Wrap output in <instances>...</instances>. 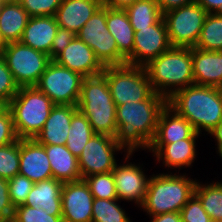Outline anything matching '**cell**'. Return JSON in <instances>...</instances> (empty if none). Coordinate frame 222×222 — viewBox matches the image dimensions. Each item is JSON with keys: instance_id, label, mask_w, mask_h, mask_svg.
I'll use <instances>...</instances> for the list:
<instances>
[{"instance_id": "22", "label": "cell", "mask_w": 222, "mask_h": 222, "mask_svg": "<svg viewBox=\"0 0 222 222\" xmlns=\"http://www.w3.org/2000/svg\"><path fill=\"white\" fill-rule=\"evenodd\" d=\"M54 16L30 17L20 42L49 55L58 30Z\"/></svg>"}, {"instance_id": "51", "label": "cell", "mask_w": 222, "mask_h": 222, "mask_svg": "<svg viewBox=\"0 0 222 222\" xmlns=\"http://www.w3.org/2000/svg\"><path fill=\"white\" fill-rule=\"evenodd\" d=\"M217 151H218L217 153H219V156H221V158H222V147Z\"/></svg>"}, {"instance_id": "46", "label": "cell", "mask_w": 222, "mask_h": 222, "mask_svg": "<svg viewBox=\"0 0 222 222\" xmlns=\"http://www.w3.org/2000/svg\"><path fill=\"white\" fill-rule=\"evenodd\" d=\"M136 1L137 0H101L102 5L115 9H125Z\"/></svg>"}, {"instance_id": "50", "label": "cell", "mask_w": 222, "mask_h": 222, "mask_svg": "<svg viewBox=\"0 0 222 222\" xmlns=\"http://www.w3.org/2000/svg\"><path fill=\"white\" fill-rule=\"evenodd\" d=\"M18 0H0V4H5V3H12V2H16Z\"/></svg>"}, {"instance_id": "5", "label": "cell", "mask_w": 222, "mask_h": 222, "mask_svg": "<svg viewBox=\"0 0 222 222\" xmlns=\"http://www.w3.org/2000/svg\"><path fill=\"white\" fill-rule=\"evenodd\" d=\"M196 183L197 180H191L185 174H153L140 207L149 216L180 212L194 195Z\"/></svg>"}, {"instance_id": "1", "label": "cell", "mask_w": 222, "mask_h": 222, "mask_svg": "<svg viewBox=\"0 0 222 222\" xmlns=\"http://www.w3.org/2000/svg\"><path fill=\"white\" fill-rule=\"evenodd\" d=\"M166 105L167 99L156 92L146 100L117 105L114 138L124 151L126 148V161L139 148L149 150L156 135L159 115Z\"/></svg>"}, {"instance_id": "14", "label": "cell", "mask_w": 222, "mask_h": 222, "mask_svg": "<svg viewBox=\"0 0 222 222\" xmlns=\"http://www.w3.org/2000/svg\"><path fill=\"white\" fill-rule=\"evenodd\" d=\"M93 201L84 179L65 182L61 190L63 222H92Z\"/></svg>"}, {"instance_id": "35", "label": "cell", "mask_w": 222, "mask_h": 222, "mask_svg": "<svg viewBox=\"0 0 222 222\" xmlns=\"http://www.w3.org/2000/svg\"><path fill=\"white\" fill-rule=\"evenodd\" d=\"M13 222H63L62 215H49L45 210L21 205L14 209Z\"/></svg>"}, {"instance_id": "31", "label": "cell", "mask_w": 222, "mask_h": 222, "mask_svg": "<svg viewBox=\"0 0 222 222\" xmlns=\"http://www.w3.org/2000/svg\"><path fill=\"white\" fill-rule=\"evenodd\" d=\"M195 48L222 51V13L207 14Z\"/></svg>"}, {"instance_id": "3", "label": "cell", "mask_w": 222, "mask_h": 222, "mask_svg": "<svg viewBox=\"0 0 222 222\" xmlns=\"http://www.w3.org/2000/svg\"><path fill=\"white\" fill-rule=\"evenodd\" d=\"M144 68L154 92L166 99L176 91L194 84L189 47H170Z\"/></svg>"}, {"instance_id": "32", "label": "cell", "mask_w": 222, "mask_h": 222, "mask_svg": "<svg viewBox=\"0 0 222 222\" xmlns=\"http://www.w3.org/2000/svg\"><path fill=\"white\" fill-rule=\"evenodd\" d=\"M119 199L94 198L92 205V222H131L125 210L117 204Z\"/></svg>"}, {"instance_id": "10", "label": "cell", "mask_w": 222, "mask_h": 222, "mask_svg": "<svg viewBox=\"0 0 222 222\" xmlns=\"http://www.w3.org/2000/svg\"><path fill=\"white\" fill-rule=\"evenodd\" d=\"M84 77L52 60L35 87L55 105L77 106Z\"/></svg>"}, {"instance_id": "19", "label": "cell", "mask_w": 222, "mask_h": 222, "mask_svg": "<svg viewBox=\"0 0 222 222\" xmlns=\"http://www.w3.org/2000/svg\"><path fill=\"white\" fill-rule=\"evenodd\" d=\"M77 106L54 105L35 140L41 145H66L73 114Z\"/></svg>"}, {"instance_id": "37", "label": "cell", "mask_w": 222, "mask_h": 222, "mask_svg": "<svg viewBox=\"0 0 222 222\" xmlns=\"http://www.w3.org/2000/svg\"><path fill=\"white\" fill-rule=\"evenodd\" d=\"M30 17L54 16L62 0H18Z\"/></svg>"}, {"instance_id": "44", "label": "cell", "mask_w": 222, "mask_h": 222, "mask_svg": "<svg viewBox=\"0 0 222 222\" xmlns=\"http://www.w3.org/2000/svg\"><path fill=\"white\" fill-rule=\"evenodd\" d=\"M208 14L222 13V0H196Z\"/></svg>"}, {"instance_id": "13", "label": "cell", "mask_w": 222, "mask_h": 222, "mask_svg": "<svg viewBox=\"0 0 222 222\" xmlns=\"http://www.w3.org/2000/svg\"><path fill=\"white\" fill-rule=\"evenodd\" d=\"M170 47L167 28L162 17L157 23L147 28H138V31L134 32L133 52L126 59V63L145 67Z\"/></svg>"}, {"instance_id": "25", "label": "cell", "mask_w": 222, "mask_h": 222, "mask_svg": "<svg viewBox=\"0 0 222 222\" xmlns=\"http://www.w3.org/2000/svg\"><path fill=\"white\" fill-rule=\"evenodd\" d=\"M50 161L53 178L63 183L81 180L78 158L66 145H44Z\"/></svg>"}, {"instance_id": "9", "label": "cell", "mask_w": 222, "mask_h": 222, "mask_svg": "<svg viewBox=\"0 0 222 222\" xmlns=\"http://www.w3.org/2000/svg\"><path fill=\"white\" fill-rule=\"evenodd\" d=\"M207 14L197 2L163 13L171 47L194 48Z\"/></svg>"}, {"instance_id": "11", "label": "cell", "mask_w": 222, "mask_h": 222, "mask_svg": "<svg viewBox=\"0 0 222 222\" xmlns=\"http://www.w3.org/2000/svg\"><path fill=\"white\" fill-rule=\"evenodd\" d=\"M76 36L88 45L104 66L122 65L126 58L119 52L115 38L106 25V6L102 5Z\"/></svg>"}, {"instance_id": "7", "label": "cell", "mask_w": 222, "mask_h": 222, "mask_svg": "<svg viewBox=\"0 0 222 222\" xmlns=\"http://www.w3.org/2000/svg\"><path fill=\"white\" fill-rule=\"evenodd\" d=\"M102 73L116 106L146 100L154 93L144 67L125 63L105 66Z\"/></svg>"}, {"instance_id": "23", "label": "cell", "mask_w": 222, "mask_h": 222, "mask_svg": "<svg viewBox=\"0 0 222 222\" xmlns=\"http://www.w3.org/2000/svg\"><path fill=\"white\" fill-rule=\"evenodd\" d=\"M195 132L194 127L186 118L181 117L166 105L159 115L157 131L152 143H174L190 138Z\"/></svg>"}, {"instance_id": "33", "label": "cell", "mask_w": 222, "mask_h": 222, "mask_svg": "<svg viewBox=\"0 0 222 222\" xmlns=\"http://www.w3.org/2000/svg\"><path fill=\"white\" fill-rule=\"evenodd\" d=\"M94 198L118 199L112 172L94 174L83 178Z\"/></svg>"}, {"instance_id": "4", "label": "cell", "mask_w": 222, "mask_h": 222, "mask_svg": "<svg viewBox=\"0 0 222 222\" xmlns=\"http://www.w3.org/2000/svg\"><path fill=\"white\" fill-rule=\"evenodd\" d=\"M116 107L103 73L83 79L77 108L86 116L95 134L116 135Z\"/></svg>"}, {"instance_id": "28", "label": "cell", "mask_w": 222, "mask_h": 222, "mask_svg": "<svg viewBox=\"0 0 222 222\" xmlns=\"http://www.w3.org/2000/svg\"><path fill=\"white\" fill-rule=\"evenodd\" d=\"M125 11L134 32L138 28H147L157 23L163 17L156 0H137L125 8Z\"/></svg>"}, {"instance_id": "41", "label": "cell", "mask_w": 222, "mask_h": 222, "mask_svg": "<svg viewBox=\"0 0 222 222\" xmlns=\"http://www.w3.org/2000/svg\"><path fill=\"white\" fill-rule=\"evenodd\" d=\"M14 209L8 192V180L0 177V222L12 221Z\"/></svg>"}, {"instance_id": "15", "label": "cell", "mask_w": 222, "mask_h": 222, "mask_svg": "<svg viewBox=\"0 0 222 222\" xmlns=\"http://www.w3.org/2000/svg\"><path fill=\"white\" fill-rule=\"evenodd\" d=\"M142 167L128 164L115 165L112 170L114 183L119 200L134 201L140 207L145 199L150 178H147Z\"/></svg>"}, {"instance_id": "2", "label": "cell", "mask_w": 222, "mask_h": 222, "mask_svg": "<svg viewBox=\"0 0 222 222\" xmlns=\"http://www.w3.org/2000/svg\"><path fill=\"white\" fill-rule=\"evenodd\" d=\"M167 105L186 118L201 134H208L222 122V88L191 84L176 91Z\"/></svg>"}, {"instance_id": "40", "label": "cell", "mask_w": 222, "mask_h": 222, "mask_svg": "<svg viewBox=\"0 0 222 222\" xmlns=\"http://www.w3.org/2000/svg\"><path fill=\"white\" fill-rule=\"evenodd\" d=\"M19 138L16 135L14 122L10 110L8 109L0 116V147L11 144Z\"/></svg>"}, {"instance_id": "45", "label": "cell", "mask_w": 222, "mask_h": 222, "mask_svg": "<svg viewBox=\"0 0 222 222\" xmlns=\"http://www.w3.org/2000/svg\"><path fill=\"white\" fill-rule=\"evenodd\" d=\"M150 218H152L150 222H182L180 212L164 213Z\"/></svg>"}, {"instance_id": "20", "label": "cell", "mask_w": 222, "mask_h": 222, "mask_svg": "<svg viewBox=\"0 0 222 222\" xmlns=\"http://www.w3.org/2000/svg\"><path fill=\"white\" fill-rule=\"evenodd\" d=\"M194 84L222 88V51L191 48Z\"/></svg>"}, {"instance_id": "47", "label": "cell", "mask_w": 222, "mask_h": 222, "mask_svg": "<svg viewBox=\"0 0 222 222\" xmlns=\"http://www.w3.org/2000/svg\"><path fill=\"white\" fill-rule=\"evenodd\" d=\"M209 134L214 137L219 150L222 147V122Z\"/></svg>"}, {"instance_id": "39", "label": "cell", "mask_w": 222, "mask_h": 222, "mask_svg": "<svg viewBox=\"0 0 222 222\" xmlns=\"http://www.w3.org/2000/svg\"><path fill=\"white\" fill-rule=\"evenodd\" d=\"M182 222H212L200 200L193 195L180 211Z\"/></svg>"}, {"instance_id": "43", "label": "cell", "mask_w": 222, "mask_h": 222, "mask_svg": "<svg viewBox=\"0 0 222 222\" xmlns=\"http://www.w3.org/2000/svg\"><path fill=\"white\" fill-rule=\"evenodd\" d=\"M156 2L158 3V6L163 14L170 10L189 5L196 2V0H156Z\"/></svg>"}, {"instance_id": "48", "label": "cell", "mask_w": 222, "mask_h": 222, "mask_svg": "<svg viewBox=\"0 0 222 222\" xmlns=\"http://www.w3.org/2000/svg\"><path fill=\"white\" fill-rule=\"evenodd\" d=\"M9 109V103L0 99V116Z\"/></svg>"}, {"instance_id": "38", "label": "cell", "mask_w": 222, "mask_h": 222, "mask_svg": "<svg viewBox=\"0 0 222 222\" xmlns=\"http://www.w3.org/2000/svg\"><path fill=\"white\" fill-rule=\"evenodd\" d=\"M19 88L2 54H0V99L9 103L17 94Z\"/></svg>"}, {"instance_id": "6", "label": "cell", "mask_w": 222, "mask_h": 222, "mask_svg": "<svg viewBox=\"0 0 222 222\" xmlns=\"http://www.w3.org/2000/svg\"><path fill=\"white\" fill-rule=\"evenodd\" d=\"M55 104L35 86L20 87L9 102V110L19 139H35Z\"/></svg>"}, {"instance_id": "29", "label": "cell", "mask_w": 222, "mask_h": 222, "mask_svg": "<svg viewBox=\"0 0 222 222\" xmlns=\"http://www.w3.org/2000/svg\"><path fill=\"white\" fill-rule=\"evenodd\" d=\"M194 195L211 217L212 222H222V182L201 184L197 181Z\"/></svg>"}, {"instance_id": "42", "label": "cell", "mask_w": 222, "mask_h": 222, "mask_svg": "<svg viewBox=\"0 0 222 222\" xmlns=\"http://www.w3.org/2000/svg\"><path fill=\"white\" fill-rule=\"evenodd\" d=\"M75 36L76 34L72 31L58 27L57 33L52 42L50 59L54 60L70 44Z\"/></svg>"}, {"instance_id": "24", "label": "cell", "mask_w": 222, "mask_h": 222, "mask_svg": "<svg viewBox=\"0 0 222 222\" xmlns=\"http://www.w3.org/2000/svg\"><path fill=\"white\" fill-rule=\"evenodd\" d=\"M63 182L53 177L34 183L24 205L42 208L49 215H62L61 190Z\"/></svg>"}, {"instance_id": "18", "label": "cell", "mask_w": 222, "mask_h": 222, "mask_svg": "<svg viewBox=\"0 0 222 222\" xmlns=\"http://www.w3.org/2000/svg\"><path fill=\"white\" fill-rule=\"evenodd\" d=\"M200 136L195 132L190 138L176 141L174 143H151L149 151L163 161V165L171 169L190 167L196 157V140Z\"/></svg>"}, {"instance_id": "26", "label": "cell", "mask_w": 222, "mask_h": 222, "mask_svg": "<svg viewBox=\"0 0 222 222\" xmlns=\"http://www.w3.org/2000/svg\"><path fill=\"white\" fill-rule=\"evenodd\" d=\"M106 25L109 33L115 38L119 52L127 59L133 52L134 29L125 9L106 6Z\"/></svg>"}, {"instance_id": "34", "label": "cell", "mask_w": 222, "mask_h": 222, "mask_svg": "<svg viewBox=\"0 0 222 222\" xmlns=\"http://www.w3.org/2000/svg\"><path fill=\"white\" fill-rule=\"evenodd\" d=\"M20 139L0 147V177L10 180L19 174Z\"/></svg>"}, {"instance_id": "36", "label": "cell", "mask_w": 222, "mask_h": 222, "mask_svg": "<svg viewBox=\"0 0 222 222\" xmlns=\"http://www.w3.org/2000/svg\"><path fill=\"white\" fill-rule=\"evenodd\" d=\"M33 185L34 182L20 174L8 180V192L14 208L25 204Z\"/></svg>"}, {"instance_id": "12", "label": "cell", "mask_w": 222, "mask_h": 222, "mask_svg": "<svg viewBox=\"0 0 222 222\" xmlns=\"http://www.w3.org/2000/svg\"><path fill=\"white\" fill-rule=\"evenodd\" d=\"M122 150L123 148L114 137L105 134H94L78 157L82 179L94 174L112 172L117 164L115 152Z\"/></svg>"}, {"instance_id": "17", "label": "cell", "mask_w": 222, "mask_h": 222, "mask_svg": "<svg viewBox=\"0 0 222 222\" xmlns=\"http://www.w3.org/2000/svg\"><path fill=\"white\" fill-rule=\"evenodd\" d=\"M19 174L34 183L53 177L45 147L35 139H20Z\"/></svg>"}, {"instance_id": "49", "label": "cell", "mask_w": 222, "mask_h": 222, "mask_svg": "<svg viewBox=\"0 0 222 222\" xmlns=\"http://www.w3.org/2000/svg\"><path fill=\"white\" fill-rule=\"evenodd\" d=\"M7 43L4 41V38L2 37L1 31H0V54L2 53V50L5 48Z\"/></svg>"}, {"instance_id": "21", "label": "cell", "mask_w": 222, "mask_h": 222, "mask_svg": "<svg viewBox=\"0 0 222 222\" xmlns=\"http://www.w3.org/2000/svg\"><path fill=\"white\" fill-rule=\"evenodd\" d=\"M101 6V0H62L54 17L59 27L77 34Z\"/></svg>"}, {"instance_id": "30", "label": "cell", "mask_w": 222, "mask_h": 222, "mask_svg": "<svg viewBox=\"0 0 222 222\" xmlns=\"http://www.w3.org/2000/svg\"><path fill=\"white\" fill-rule=\"evenodd\" d=\"M94 134L92 126L86 116L77 110L72 116L66 148L78 158Z\"/></svg>"}, {"instance_id": "8", "label": "cell", "mask_w": 222, "mask_h": 222, "mask_svg": "<svg viewBox=\"0 0 222 222\" xmlns=\"http://www.w3.org/2000/svg\"><path fill=\"white\" fill-rule=\"evenodd\" d=\"M1 54L19 87L35 86L52 61L48 54L21 42L7 43Z\"/></svg>"}, {"instance_id": "16", "label": "cell", "mask_w": 222, "mask_h": 222, "mask_svg": "<svg viewBox=\"0 0 222 222\" xmlns=\"http://www.w3.org/2000/svg\"><path fill=\"white\" fill-rule=\"evenodd\" d=\"M54 61L62 67L81 74L84 78L99 75L105 68L95 52L77 36Z\"/></svg>"}, {"instance_id": "27", "label": "cell", "mask_w": 222, "mask_h": 222, "mask_svg": "<svg viewBox=\"0 0 222 222\" xmlns=\"http://www.w3.org/2000/svg\"><path fill=\"white\" fill-rule=\"evenodd\" d=\"M30 16L19 1L0 5V31L6 43L20 42Z\"/></svg>"}]
</instances>
